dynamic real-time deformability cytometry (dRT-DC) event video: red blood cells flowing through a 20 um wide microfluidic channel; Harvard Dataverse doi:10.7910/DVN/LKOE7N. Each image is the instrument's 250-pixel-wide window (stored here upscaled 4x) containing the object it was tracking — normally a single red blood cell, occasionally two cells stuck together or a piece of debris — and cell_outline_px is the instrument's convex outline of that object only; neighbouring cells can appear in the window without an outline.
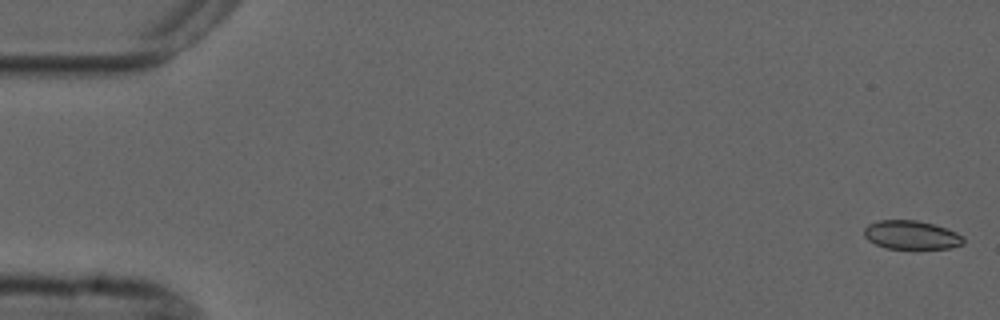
{"species": "common noctule bat (a hibernating species)", "species_latin": "Nyctalus noctula", "temperature_condition": "cold", "stored_images_in_passage": 6, "camera_frame_rate_fps": 3000, "um_per_image_px": 0.085, "animal": {"sex": "male", "forearm_length_mm": 52.5}, "frame": {"image": 1, "passage_image": 1, "time_ms": 0.0, "image_size_px": [1000, 320], "cell_outline_px": [[964, 244], [952, 248], [916, 252], [888, 248], [876, 244], [868, 240], [864, 236], [864, 228], [868, 224], [880, 220], [916, 220], [948, 228], [964, 236]], "centroid_in_image_um": [77.52, 20.03], "position_along_channel_um": 7.5, "area_um2": 17.51}}
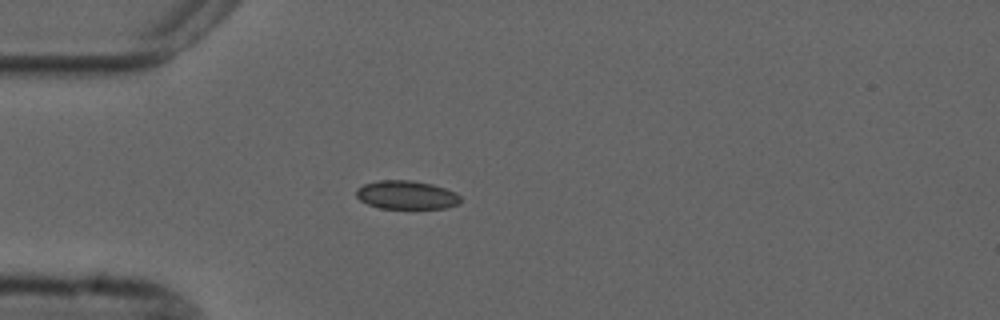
{"frame": {"image": 2, "passage_image": 5, "time_ms": 4.667, "image_size_px": [1000, 320], "cell_outline_px": [[460, 204], [444, 208], [380, 208], [368, 204], [360, 200], [356, 196], [356, 188], [364, 184], [380, 180], [412, 180], [432, 184], [456, 192], [460, 196]], "centroid_in_image_um": [34.55, 16.56], "position_along_channel_um": 50.5, "area_um2": 17.34}}